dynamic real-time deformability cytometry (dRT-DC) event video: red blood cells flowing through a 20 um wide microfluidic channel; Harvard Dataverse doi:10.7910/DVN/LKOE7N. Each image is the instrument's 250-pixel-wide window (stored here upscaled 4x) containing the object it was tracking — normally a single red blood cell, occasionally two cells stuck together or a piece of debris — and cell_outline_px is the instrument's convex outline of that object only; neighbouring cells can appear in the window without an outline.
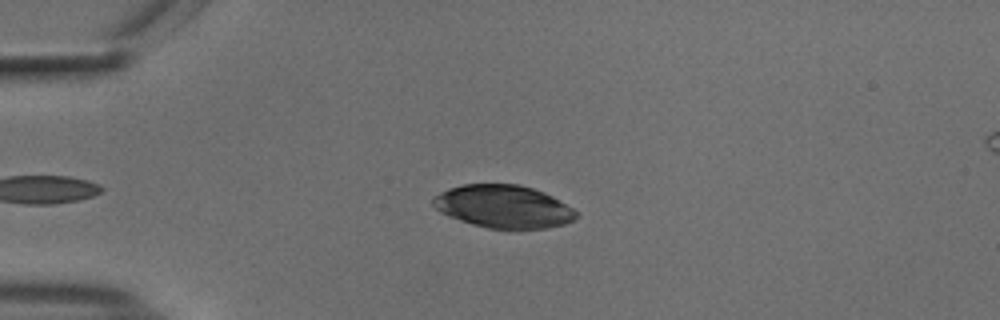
{"species": "common noctule bat (a hibernating species)", "species_latin": "Nyctalus noctula", "temperature_condition": "cold", "stored_images_in_passage": 46, "camera_frame_rate_fps": 3000, "um_per_image_px": 0.085, "animal": {"sex": "male", "body_mass_g": 18.8}, "frame": {"image": 1, "passage_image": 10, "time_ms": 3.0, "image_size_px": [1000, 320], "cell_outline_px": [[580, 216], [564, 224], [548, 228], [516, 232], [508, 232], [488, 228], [472, 224], [448, 216], [440, 212], [432, 204], [432, 200], [440, 192], [448, 188], [464, 184], [520, 184], [544, 192], [552, 196], [572, 208]], "centroid_in_image_um": [42.81, 17.6], "position_along_channel_um": 42.2, "area_um2": 36.53}}
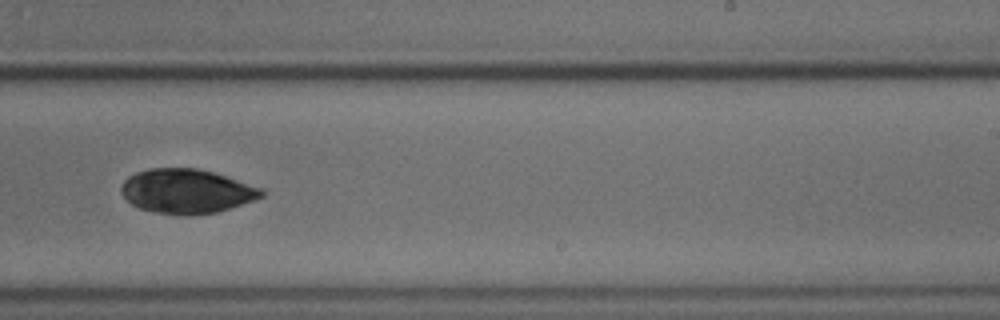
{"frame": {"image": 2, "passage_image": 31, "time_ms": 10.0, "image_size_px": [1000, 320], "cell_outline_px": [[264, 196], [256, 200], [216, 212], [188, 216], [180, 216], [156, 212], [140, 208], [132, 204], [120, 192], [120, 188], [124, 180], [128, 176], [136, 172], [152, 168], [196, 168], [212, 172], [264, 188]], "centroid_in_image_um": [15.87, 16.26], "position_along_channel_um": 273.1, "area_um2": 36.36}}
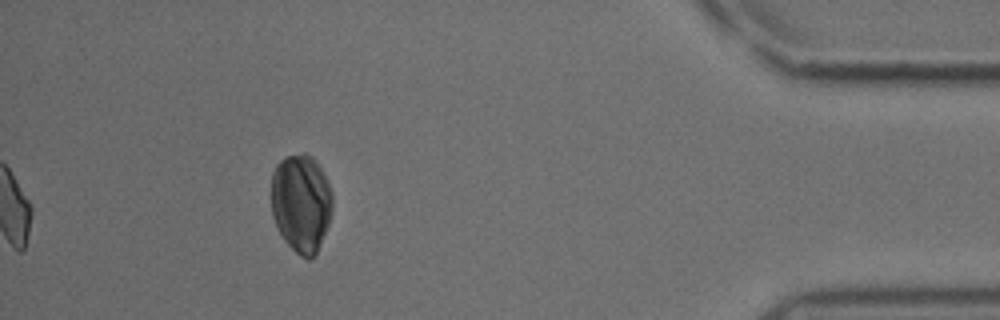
{"frame": {"image": 3, "passage_image": 46, "time_ms": 15.0, "image_size_px": [1000, 320], "cell_outline_px": [[332, 208], [328, 224], [320, 244], [312, 260], [308, 260], [300, 256], [284, 240], [272, 216], [272, 172], [276, 164], [284, 156], [304, 152], [312, 156], [320, 168], [332, 192]], "centroid_in_image_um": [25.59, 17.24], "position_along_channel_um": 409.6, "area_um2": 34.97}}